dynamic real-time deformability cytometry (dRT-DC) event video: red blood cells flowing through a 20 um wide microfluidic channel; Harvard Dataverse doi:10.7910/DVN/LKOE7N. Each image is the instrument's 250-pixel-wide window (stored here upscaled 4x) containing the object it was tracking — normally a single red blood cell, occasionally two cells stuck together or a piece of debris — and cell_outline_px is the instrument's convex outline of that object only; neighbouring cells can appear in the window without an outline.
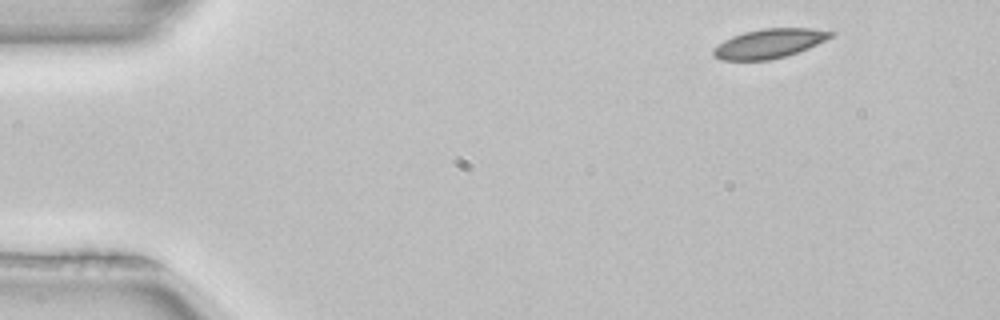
{"species": "common noctule bat (a hibernating species)", "species_latin": "Nyctalus noctula", "temperature_condition": "room temperature", "stored_images_in_passage": 5, "camera_frame_rate_fps": 3000, "um_per_image_px": 0.085, "animal": {"sex": "female", "body_mass_g": 22.7, "forearm_length_mm": 54.2}, "frame": {"image": 1, "passage_image": 5, "time_ms": 1.333, "image_size_px": [1000, 320], "cell_outline_px": [[836, 32], [832, 36], [808, 48], [784, 56], [768, 60], [720, 60], [712, 56], [712, 48], [724, 40], [732, 36], [744, 32], [764, 28], [812, 28]], "centroid_in_image_um": [65.33, 3.69], "position_along_channel_um": 19.7, "area_um2": 19.94}}